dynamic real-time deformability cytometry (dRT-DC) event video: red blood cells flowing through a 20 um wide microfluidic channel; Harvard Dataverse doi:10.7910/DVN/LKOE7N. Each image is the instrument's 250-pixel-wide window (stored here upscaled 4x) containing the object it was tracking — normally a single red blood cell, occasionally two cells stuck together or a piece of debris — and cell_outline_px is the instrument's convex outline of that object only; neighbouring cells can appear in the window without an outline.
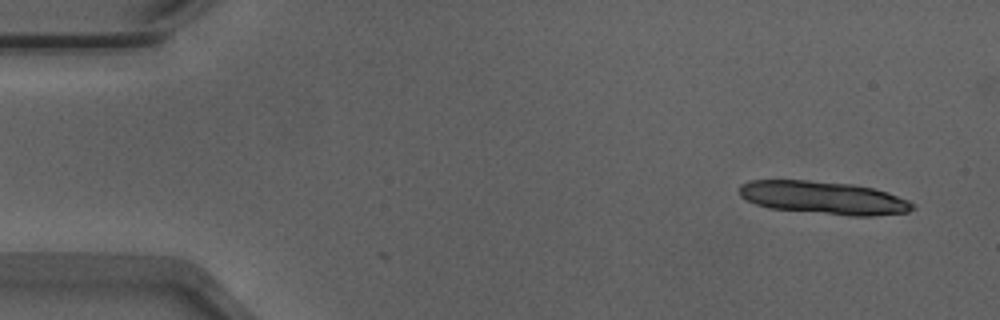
{"species": "Egyptian fruit bat (a non-hibernating species)", "species_latin": "Rousettus aegyptiacus", "temperature_condition": "warm", "stored_images_in_passage": 3, "camera_frame_rate_fps": 3000, "um_per_image_px": 0.085, "animal": {"sex": "male"}, "frame": {"image": 1, "passage_image": 1, "time_ms": 0.0, "image_size_px": [1000, 320], "cell_outline_px": [[916, 208], [908, 212], [872, 216], [848, 216], [772, 208], [756, 204], [740, 196], [740, 184], [752, 180], [808, 180], [852, 184], [872, 188], [888, 192], [908, 200], [916, 204]], "centroid_in_image_um": [70.06, 16.81], "position_along_channel_um": 14.9, "area_um2": 33.29}}